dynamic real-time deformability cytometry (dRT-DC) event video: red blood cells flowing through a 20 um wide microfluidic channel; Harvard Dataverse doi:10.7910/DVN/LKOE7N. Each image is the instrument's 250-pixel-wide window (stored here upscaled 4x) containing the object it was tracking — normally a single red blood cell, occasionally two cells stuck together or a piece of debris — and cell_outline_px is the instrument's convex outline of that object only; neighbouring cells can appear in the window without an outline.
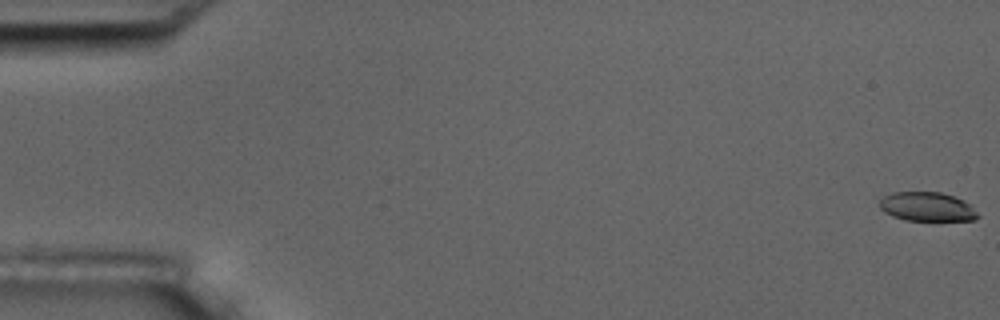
{"species": "common noctule bat (a hibernating species)", "species_latin": "Nyctalus noctula", "temperature_condition": "room temperature", "stored_images_in_passage": 6, "camera_frame_rate_fps": 3000, "um_per_image_px": 0.085, "animal": {"sex": "male", "body_mass_g": 17.5, "forearm_length_mm": 52.3}, "frame": {"image": 1, "passage_image": 1, "time_ms": 0.0, "image_size_px": [1000, 320], "cell_outline_px": [[980, 216], [976, 220], [904, 220], [892, 216], [884, 212], [880, 208], [880, 200], [884, 196], [892, 192], [940, 192], [964, 200]], "centroid_in_image_um": [78.78, 17.57], "position_along_channel_um": 6.2, "area_um2": 16.53}}
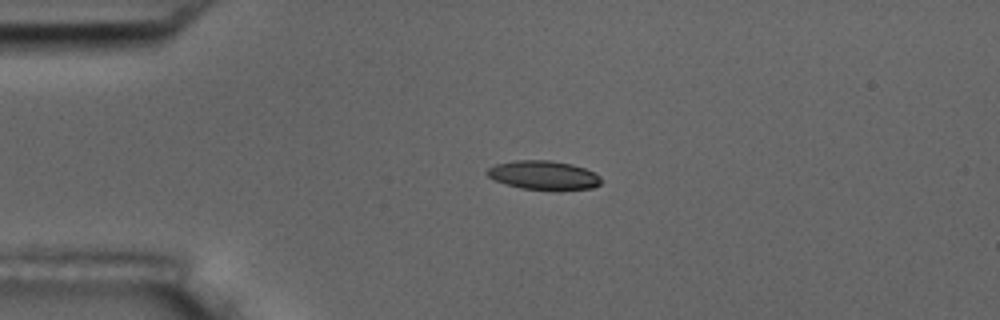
{"frame": {"image": 2, "passage_image": 5, "time_ms": 1.333, "image_size_px": [1000, 320], "cell_outline_px": [[600, 184], [592, 188], [556, 192], [520, 188], [496, 180], [488, 176], [484, 172], [488, 168], [496, 164], [516, 160], [548, 160], [572, 164], [584, 168], [600, 176]], "centroid_in_image_um": [46.22, 14.92], "position_along_channel_um": 38.8, "area_um2": 19.54}}